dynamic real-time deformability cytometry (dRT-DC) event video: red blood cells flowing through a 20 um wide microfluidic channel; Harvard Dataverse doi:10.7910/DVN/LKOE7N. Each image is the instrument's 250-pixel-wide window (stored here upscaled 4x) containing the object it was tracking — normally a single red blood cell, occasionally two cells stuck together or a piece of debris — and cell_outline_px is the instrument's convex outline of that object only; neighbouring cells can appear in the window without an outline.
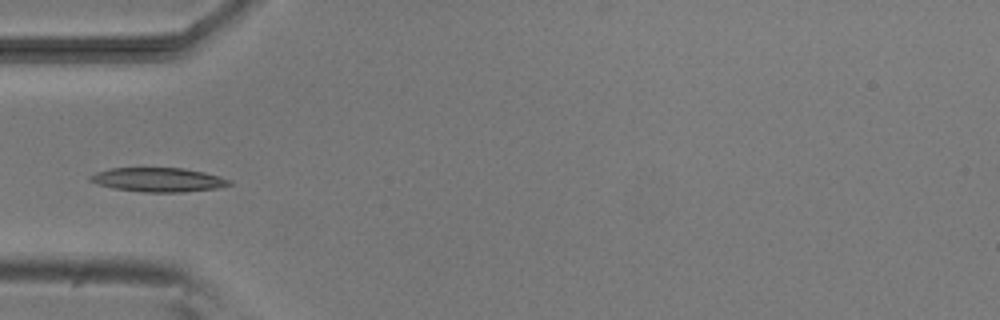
{"species": "common noctule bat (a hibernating species)", "species_latin": "Nyctalus noctula", "temperature_condition": "room temperature", "stored_images_in_passage": 5, "camera_frame_rate_fps": 3000, "um_per_image_px": 0.085, "animal": {"sex": "male", "body_mass_g": 20.5, "forearm_length_mm": 52.5}, "frame": {"image": 1, "passage_image": 5, "time_ms": 4.667, "image_size_px": [1000, 320], "cell_outline_px": [[232, 184], [216, 188], [180, 192], [144, 192], [112, 188], [96, 184], [88, 180], [88, 176], [96, 172], [112, 168], [184, 168], [204, 172], [220, 176], [232, 180]], "centroid_in_image_um": [13.43, 15.27], "position_along_channel_um": 71.6, "area_um2": 19.59}}